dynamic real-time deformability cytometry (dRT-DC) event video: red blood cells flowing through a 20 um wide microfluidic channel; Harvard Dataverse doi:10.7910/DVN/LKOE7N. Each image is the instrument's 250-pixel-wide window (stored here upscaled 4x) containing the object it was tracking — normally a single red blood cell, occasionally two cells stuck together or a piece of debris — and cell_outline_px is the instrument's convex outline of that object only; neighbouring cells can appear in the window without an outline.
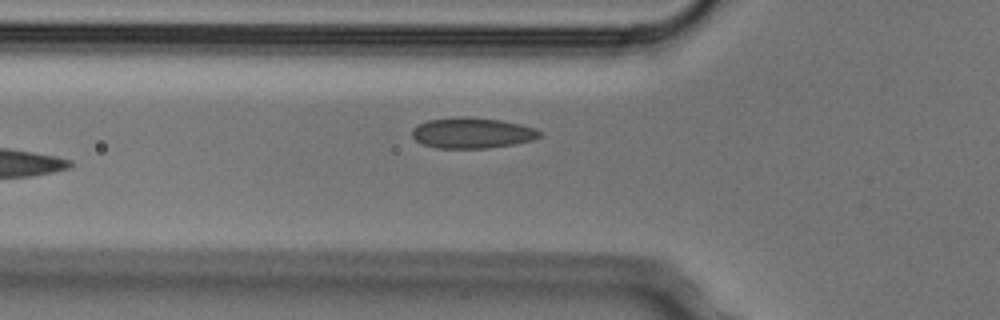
{"species": "Egyptian fruit bat (a non-hibernating species)", "species_latin": "Rousettus aegyptiacus", "temperature_condition": "cold", "stored_images_in_passage": 6, "camera_frame_rate_fps": 3000, "um_per_image_px": 0.085, "animal": {"sex": "male"}, "frame": {"image": 1, "passage_image": 6, "time_ms": 1.667, "image_size_px": [1000, 320], "cell_outline_px": [[544, 132], [540, 136], [532, 140], [512, 144], [488, 148], [436, 148], [424, 144], [416, 140], [412, 136], [412, 128], [416, 124], [428, 120], [464, 116], [500, 120], [520, 124], [536, 128]], "centroid_in_image_um": [40.13, 11.29], "position_along_channel_um": 85.7, "area_um2": 22.83}}